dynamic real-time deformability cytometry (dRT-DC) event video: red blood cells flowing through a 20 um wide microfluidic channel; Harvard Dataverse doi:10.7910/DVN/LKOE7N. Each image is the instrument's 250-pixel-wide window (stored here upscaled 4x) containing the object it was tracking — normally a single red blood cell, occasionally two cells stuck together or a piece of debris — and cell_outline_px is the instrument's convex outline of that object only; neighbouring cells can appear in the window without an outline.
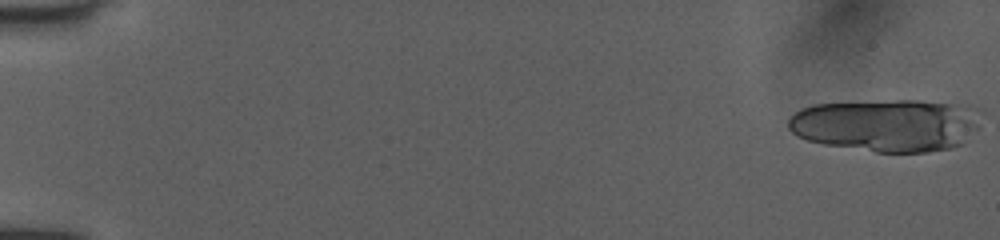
{"species": "human", "species_latin": "Homo sapiens", "temperature_condition": "room temperature", "stored_images_in_passage": 17, "camera_frame_rate_fps": 3000, "um_per_image_px": 0.085, "donor": {"sex": "female"}, "frame": {"image": 1, "passage_image": 1, "time_ms": 0.0, "image_size_px": [1000, 240], "cell_outline_px": [[984, 112], [980, 128], [960, 144], [952, 148], [928, 152], [876, 152], [824, 144], [808, 140], [796, 136], [788, 128], [788, 120], [800, 108], [816, 104], [896, 100], [916, 100], [972, 104]], "centroid_in_image_um": [75.49, 10.62], "position_along_channel_um": 9.5, "area_um2": 60.11}}
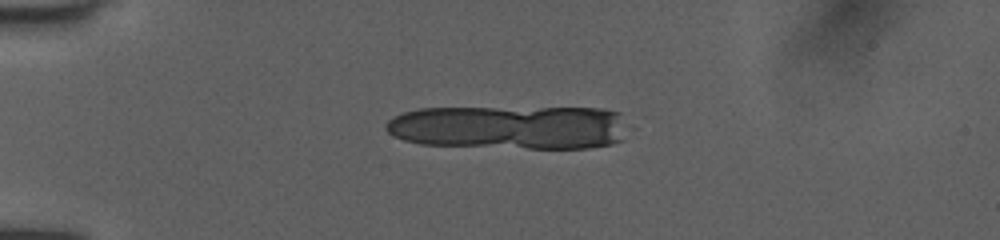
{"frame": {"image": 2, "passage_image": 13, "time_ms": 4.0, "image_size_px": [1000, 240], "cell_outline_px": [[620, 140], [612, 144], [588, 148], [528, 148], [420, 144], [404, 140], [388, 132], [384, 128], [384, 124], [392, 116], [404, 112], [420, 108], [600, 108], [620, 112]], "centroid_in_image_um": [43.21, 10.81], "position_along_channel_um": 41.8, "area_um2": 61.61}}